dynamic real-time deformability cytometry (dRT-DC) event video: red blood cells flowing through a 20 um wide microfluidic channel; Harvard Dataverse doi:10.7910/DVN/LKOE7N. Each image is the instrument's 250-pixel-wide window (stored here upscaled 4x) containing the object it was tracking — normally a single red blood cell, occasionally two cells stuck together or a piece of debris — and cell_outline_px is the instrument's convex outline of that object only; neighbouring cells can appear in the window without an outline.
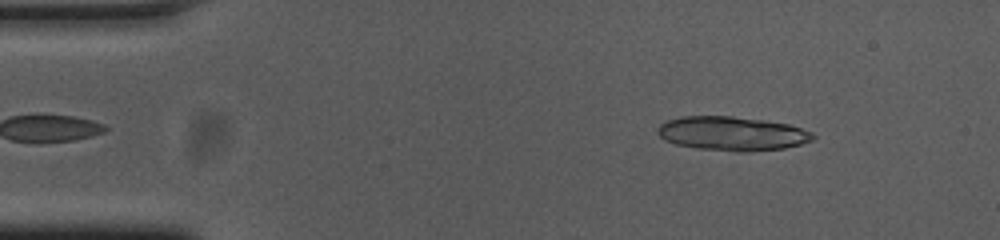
{"species": "common noctule bat (a hibernating species)", "species_latin": "Nyctalus noctula", "temperature_condition": "cold", "stored_images_in_passage": 52, "camera_frame_rate_fps": 3000, "um_per_image_px": 0.085, "animal": {"sex": "female", "body_mass_g": 23.0, "forearm_length_mm": 53.4}, "frame": {"image": 1, "passage_image": 6, "time_ms": 1.667, "image_size_px": [1000, 240], "cell_outline_px": [[816, 136], [812, 140], [800, 144], [784, 148], [752, 152], [736, 152], [700, 148], [676, 144], [664, 140], [656, 132], [656, 128], [660, 124], [668, 120], [684, 116], [732, 116], [764, 120], [788, 124], [812, 132]], "centroid_in_image_um": [62.22, 11.35], "position_along_channel_um": 22.8, "area_um2": 30.87}}
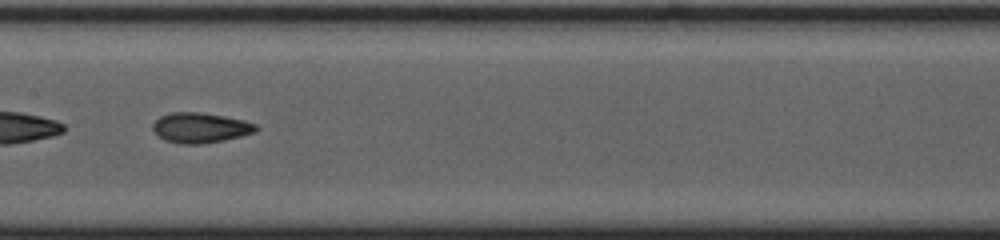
{"frame": {"image": 2, "passage_image": 26, "time_ms": 8.333, "image_size_px": [1000, 240], "cell_outline_px": [[260, 128], [256, 132], [224, 140], [200, 144], [184, 144], [164, 140], [152, 128], [152, 124], [160, 116], [172, 112], [196, 112], [224, 116], [244, 120], [256, 124]], "centroid_in_image_um": [17.05, 10.85], "position_along_channel_um": 190.3, "area_um2": 18.03}}
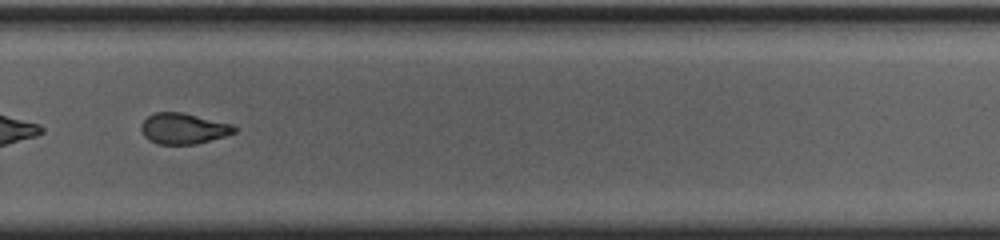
{"frame": {"image": 3, "passage_image": 36, "time_ms": 11.667, "image_size_px": [1000, 240], "cell_outline_px": [[240, 128], [236, 132], [224, 136], [196, 144], [160, 144], [148, 140], [144, 136], [140, 128], [140, 124], [148, 116], [156, 112], [184, 112], [232, 124]], "centroid_in_image_um": [15.6, 10.92], "position_along_channel_um": 314.2, "area_um2": 16.88}, "authors_computed_cell_mechanics": {"area_um2": 17.6868, "velocity_mm_per_s": 3.7248, "shape_relaxation_time_tau1_ms": 4.2503, "shape_relaxation_time_tau2_ms": 3.2582, "deformation_change_tau1": 0.146, "deformation_change_tau2": 0.1002}}